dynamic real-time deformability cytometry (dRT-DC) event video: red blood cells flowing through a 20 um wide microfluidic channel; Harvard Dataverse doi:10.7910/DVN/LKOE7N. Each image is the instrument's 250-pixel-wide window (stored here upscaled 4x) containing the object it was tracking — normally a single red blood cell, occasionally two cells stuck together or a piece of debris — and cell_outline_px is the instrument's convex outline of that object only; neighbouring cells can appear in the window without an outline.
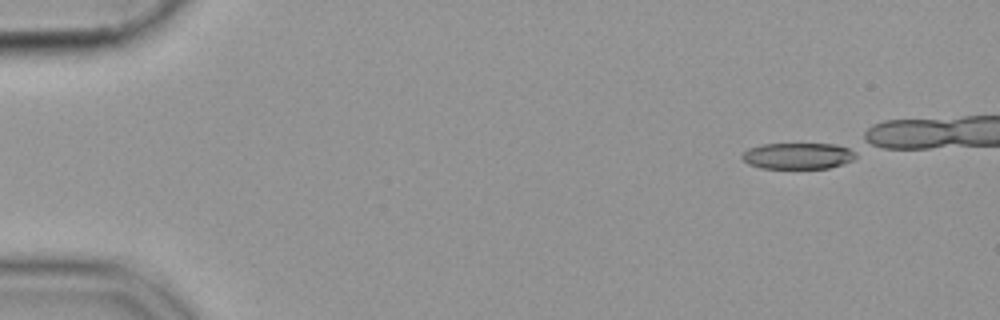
{"species": "common noctule bat (a hibernating species)", "species_latin": "Nyctalus noctula", "temperature_condition": "cold", "stored_images_in_passage": 41, "camera_frame_rate_fps": 3000, "um_per_image_px": 0.085, "animal": {"sex": "female", "body_mass_g": 19.9}, "frame": {"image": 1, "passage_image": 1, "time_ms": 0.0, "image_size_px": [1000, 320], "cell_outline_px": [[856, 156], [852, 160], [828, 168], [760, 168], [748, 164], [740, 156], [748, 148], [760, 144], [836, 144], [856, 148]], "centroid_in_image_um": [67.85, 13.23], "position_along_channel_um": 17.2, "area_um2": 17.57}}
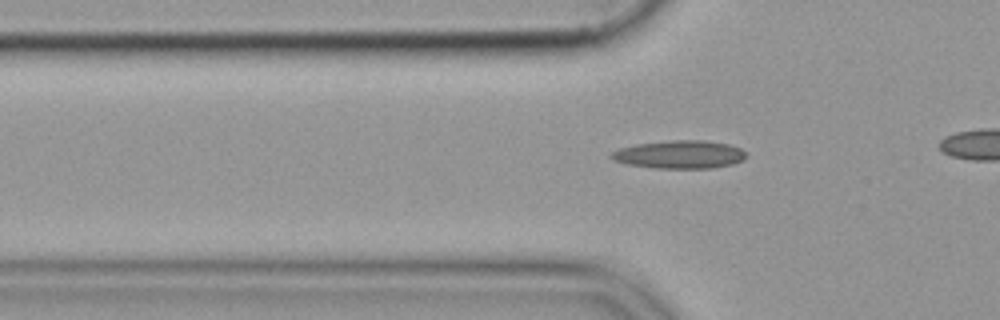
{"frame": {"image": 2, "passage_image": 14, "time_ms": 4.333, "image_size_px": [1000, 320], "cell_outline_px": [[744, 160], [732, 164], [712, 168], [656, 168], [624, 164], [608, 156], [612, 152], [620, 148], [636, 144], [672, 140], [700, 140], [728, 144], [740, 148], [744, 152]], "centroid_in_image_um": [57.74, 13.13], "position_along_channel_um": 68.1, "area_um2": 21.91}}
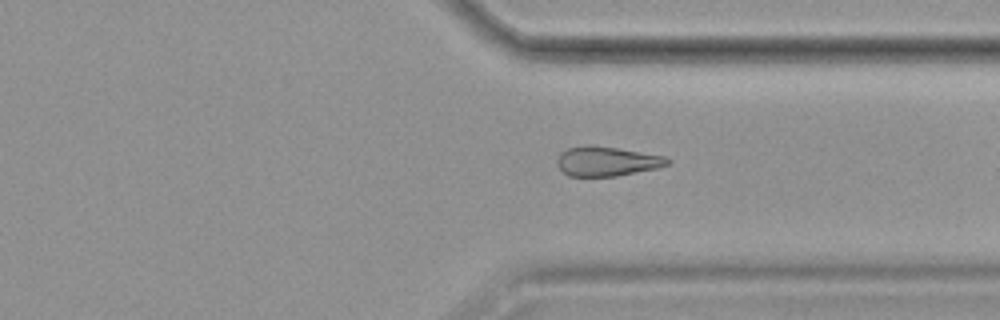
{"frame": {"image": 3, "passage_image": 38, "time_ms": 12.333, "image_size_px": [1000, 320], "cell_outline_px": [[672, 160], [668, 164], [660, 168], [616, 176], [568, 176], [556, 164], [556, 160], [560, 152], [568, 148], [588, 144], [620, 148], [664, 156]], "centroid_in_image_um": [51.58, 13.7], "position_along_channel_um": 359.8, "area_um2": 19.25}}